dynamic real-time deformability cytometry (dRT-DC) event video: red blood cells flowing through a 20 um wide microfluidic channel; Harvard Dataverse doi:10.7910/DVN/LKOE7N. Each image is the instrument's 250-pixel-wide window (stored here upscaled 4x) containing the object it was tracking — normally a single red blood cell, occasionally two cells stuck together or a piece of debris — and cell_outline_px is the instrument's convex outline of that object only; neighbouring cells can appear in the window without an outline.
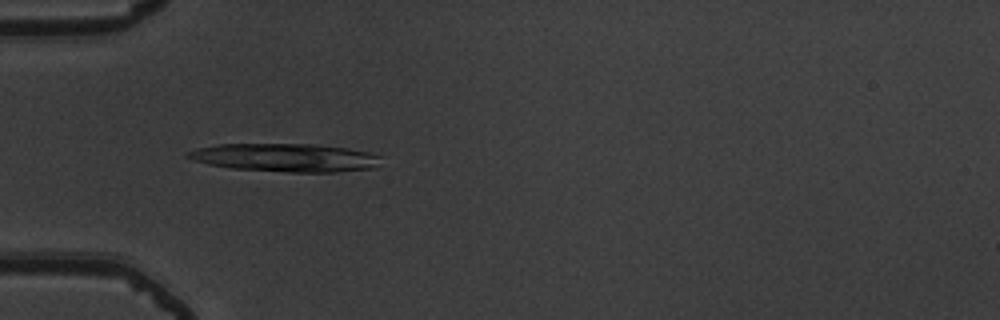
{"species": "common noctule bat (a hibernating species)", "species_latin": "Nyctalus noctula", "temperature_condition": "warm", "stored_images_in_passage": 34, "camera_frame_rate_fps": 3000, "um_per_image_px": 0.085, "animal": {"sex": "male", "body_mass_g": 19.5, "forearm_length_mm": 54.6}, "frame": {"image": 1, "passage_image": 2, "time_ms": 0.333, "image_size_px": [1000, 320], "cell_outline_px": [[384, 156], [372, 168], [336, 172], [288, 172], [232, 168], [208, 164], [184, 156], [184, 152], [196, 148], [220, 144], [312, 144], [348, 148], [368, 152]], "centroid_in_image_um": [24.24, 13.39], "position_along_channel_um": 60.8, "area_um2": 31.73}}